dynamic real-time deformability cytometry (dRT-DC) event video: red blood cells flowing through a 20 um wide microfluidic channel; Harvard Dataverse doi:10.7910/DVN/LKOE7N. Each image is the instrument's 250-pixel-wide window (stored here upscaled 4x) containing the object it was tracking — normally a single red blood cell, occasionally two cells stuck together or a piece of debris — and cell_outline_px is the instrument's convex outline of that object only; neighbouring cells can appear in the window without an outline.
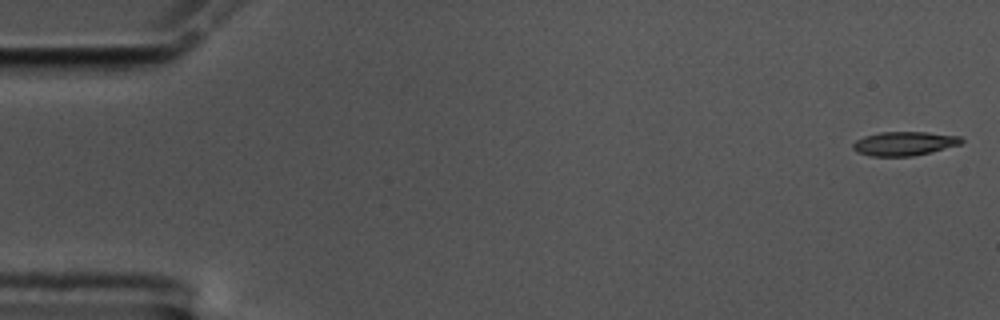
{"species": "common noctule bat (a hibernating species)", "species_latin": "Nyctalus noctula", "temperature_condition": "cold", "stored_images_in_passage": 56, "camera_frame_rate_fps": 3000, "um_per_image_px": 0.085, "animal": {"sex": "male", "body_mass_g": 17.5, "forearm_length_mm": 52.3}, "frame": {"image": 1, "passage_image": 1, "time_ms": 0.0, "image_size_px": [1000, 320], "cell_outline_px": [[964, 140], [960, 144], [932, 152], [912, 156], [872, 156], [856, 152], [852, 148], [852, 144], [856, 140], [864, 136], [880, 132], [928, 132], [960, 136]], "centroid_in_image_um": [76.85, 12.2], "position_along_channel_um": 8.2, "area_um2": 15.2}}
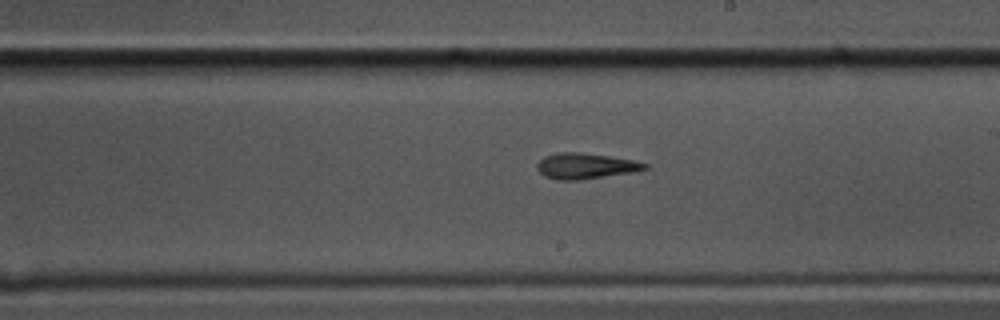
{"frame": {"image": 2, "passage_image": 32, "time_ms": 10.333, "image_size_px": [1000, 320], "cell_outline_px": [[648, 168], [636, 172], [580, 180], [556, 180], [544, 176], [536, 168], [536, 164], [544, 156], [560, 152], [580, 152], [636, 160], [648, 164]], "centroid_in_image_um": [49.78, 14.11], "position_along_channel_um": 239.2, "area_um2": 16.36}}
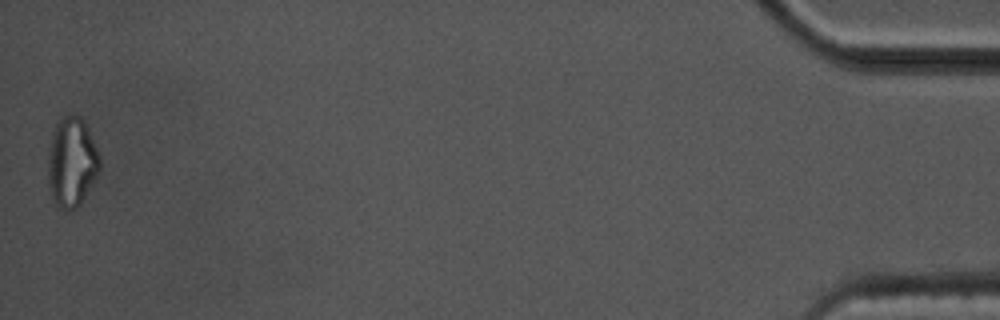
{"frame": {"image": 3, "passage_image": 56, "time_ms": 18.333, "image_size_px": [1000, 320], "cell_outline_px": [[100, 168], [96, 176], [80, 204], [76, 208], [64, 212], [56, 208], [52, 200], [48, 184], [48, 152], [52, 132], [56, 120], [60, 116], [80, 116], [84, 120], [100, 156]], "centroid_in_image_um": [6.06, 13.8], "position_along_channel_um": 429.1, "area_um2": 27.4}, "authors_computed_cell_mechanics": {"area_um2": 15.9239, "velocity_mm_per_s": 3.5602, "shape_relaxation_time_tau1_ms": 8.4059, "shape_relaxation_time_tau2_ms": 4.8761, "deformation_change_tau1": 0.2712, "deformation_change_tau2": 0.1436}}